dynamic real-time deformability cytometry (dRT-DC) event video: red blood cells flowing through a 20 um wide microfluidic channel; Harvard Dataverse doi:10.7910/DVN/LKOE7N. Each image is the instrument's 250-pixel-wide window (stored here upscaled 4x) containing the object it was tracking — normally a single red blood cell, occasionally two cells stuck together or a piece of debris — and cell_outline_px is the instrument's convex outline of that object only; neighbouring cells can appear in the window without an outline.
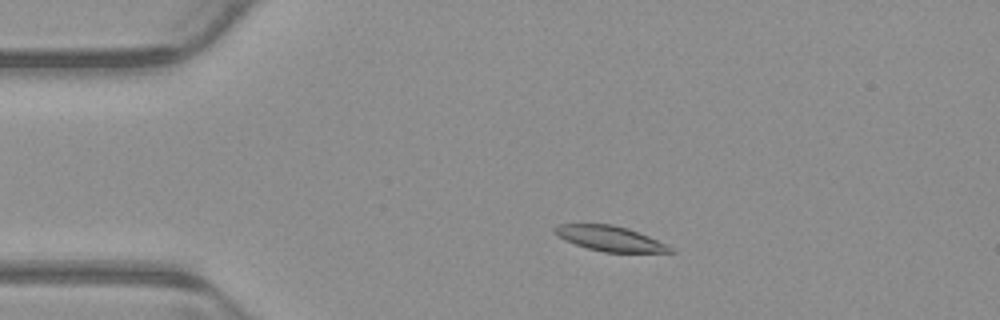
{"species": "common noctule bat (a hibernating species)", "species_latin": "Nyctalus noctula", "temperature_condition": "warm", "stored_images_in_passage": 4, "camera_frame_rate_fps": 3000, "um_per_image_px": 0.085, "animal": {"sex": "male", "body_mass_g": 23.1, "forearm_length_mm": 52.7}, "frame": {"image": 1, "passage_image": 3, "time_ms": 0.667, "image_size_px": [1000, 320], "cell_outline_px": [[676, 252], [604, 252], [588, 248], [564, 240], [552, 232], [552, 228], [556, 224], [612, 224], [628, 228], [668, 244]], "centroid_in_image_um": [51.82, 20.26], "position_along_channel_um": 33.2, "area_um2": 16.94}}